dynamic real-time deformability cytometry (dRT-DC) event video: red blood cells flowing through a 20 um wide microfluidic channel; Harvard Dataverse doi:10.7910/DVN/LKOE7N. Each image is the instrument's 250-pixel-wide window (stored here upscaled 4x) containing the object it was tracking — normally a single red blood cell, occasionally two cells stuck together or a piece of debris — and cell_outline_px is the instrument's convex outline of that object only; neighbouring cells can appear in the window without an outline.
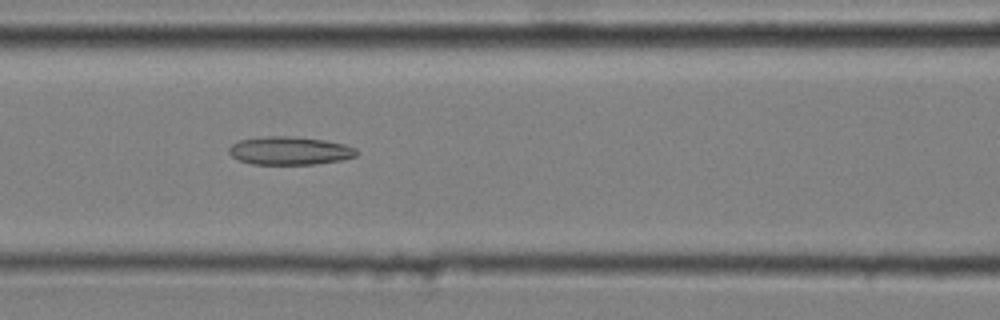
{"species": "common noctule bat (a hibernating species)", "species_latin": "Nyctalus noctula", "temperature_condition": "cold", "stored_images_in_passage": 10, "camera_frame_rate_fps": 3000, "um_per_image_px": 0.085, "animal": {"sex": "male", "body_mass_g": 20.4}, "frame": {"image": 1, "passage_image": 7, "time_ms": 2.0, "image_size_px": [1000, 320], "cell_outline_px": [[356, 156], [344, 160], [316, 164], [252, 164], [240, 160], [232, 156], [228, 152], [228, 148], [232, 144], [240, 140], [264, 136], [288, 136], [324, 140], [344, 144], [356, 148]], "centroid_in_image_um": [24.63, 12.81], "position_along_channel_um": 142.0, "area_um2": 20.92}}
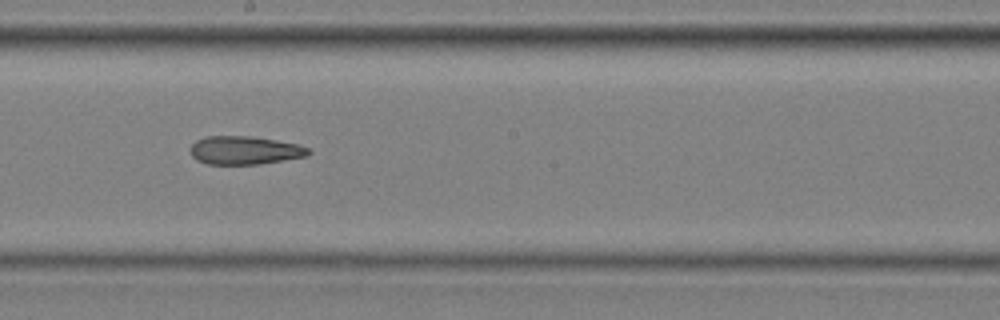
{"frame": {"image": 2, "passage_image": 9, "time_ms": 2.667, "image_size_px": [1000, 320], "cell_outline_px": [[312, 152], [308, 156], [260, 164], [208, 164], [196, 160], [192, 156], [188, 148], [196, 140], [208, 136], [252, 136], [300, 144], [308, 148]], "centroid_in_image_um": [20.8, 12.77], "position_along_channel_um": 227.4, "area_um2": 19.71}}
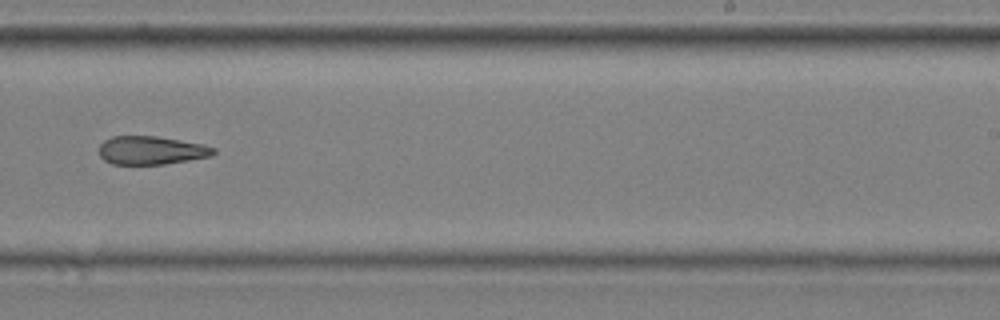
{"frame": {"image": 3, "passage_image": 10, "time_ms": 3.0, "image_size_px": [1000, 320], "cell_outline_px": [[216, 152], [212, 156], [164, 164], [112, 164], [104, 160], [100, 156], [100, 144], [104, 140], [112, 136], [156, 136], [204, 144], [216, 148]], "centroid_in_image_um": [12.87, 12.77], "position_along_channel_um": 276.1, "area_um2": 18.96}}